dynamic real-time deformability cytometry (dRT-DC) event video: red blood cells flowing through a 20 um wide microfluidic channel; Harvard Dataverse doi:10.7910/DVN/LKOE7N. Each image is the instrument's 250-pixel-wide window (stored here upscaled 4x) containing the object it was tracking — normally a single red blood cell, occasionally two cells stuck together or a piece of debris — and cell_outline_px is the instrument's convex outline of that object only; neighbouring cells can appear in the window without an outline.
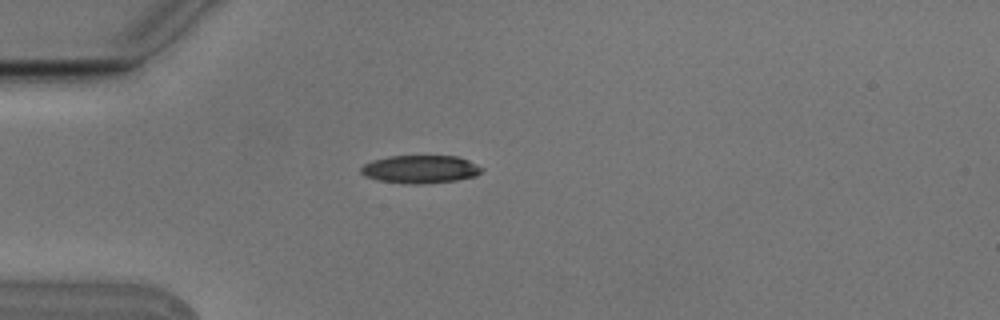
{"species": "Egyptian fruit bat (a non-hibernating species)", "species_latin": "Rousettus aegyptiacus", "temperature_condition": "cold", "stored_images_in_passage": 3, "camera_frame_rate_fps": 3000, "um_per_image_px": 0.085, "animal": {"sex": "male"}, "frame": {"image": 1, "passage_image": 2, "time_ms": 0.333, "image_size_px": [1000, 320], "cell_outline_px": [[484, 168], [476, 176], [456, 180], [420, 184], [408, 184], [376, 180], [364, 176], [360, 172], [360, 168], [364, 164], [372, 160], [388, 156], [456, 156], [468, 160]], "centroid_in_image_um": [35.69, 14.39], "position_along_channel_um": 49.3, "area_um2": 19.77}}